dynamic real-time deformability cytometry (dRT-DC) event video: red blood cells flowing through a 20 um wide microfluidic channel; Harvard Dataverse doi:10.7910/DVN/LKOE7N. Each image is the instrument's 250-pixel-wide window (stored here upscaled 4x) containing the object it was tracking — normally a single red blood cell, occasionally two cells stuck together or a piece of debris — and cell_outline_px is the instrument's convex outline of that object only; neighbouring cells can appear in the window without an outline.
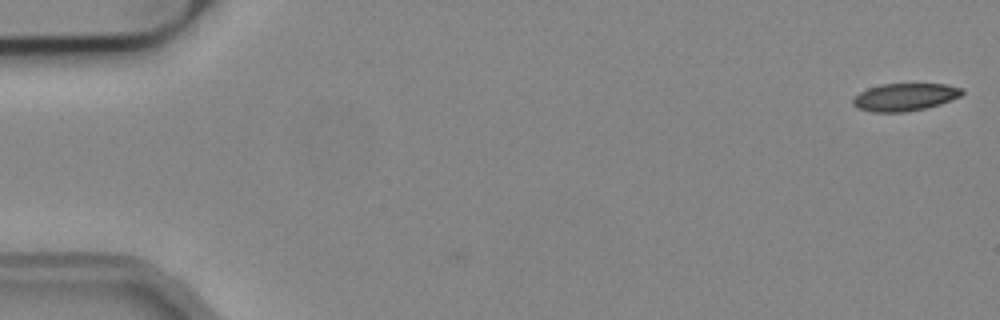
{"species": "common noctule bat (a hibernating species)", "species_latin": "Nyctalus noctula", "temperature_condition": "cold", "stored_images_in_passage": 2, "camera_frame_rate_fps": 3000, "um_per_image_px": 0.085, "animal": {"sex": "male", "body_mass_g": 19.2, "forearm_length_mm": 51.8}, "frame": {"image": 1, "passage_image": 2, "time_ms": 0.333, "image_size_px": [1000, 320], "cell_outline_px": [[964, 92], [960, 96], [940, 104], [924, 108], [904, 112], [872, 112], [856, 108], [852, 104], [852, 96], [868, 88], [880, 84], [948, 84], [964, 88]], "centroid_in_image_um": [76.88, 8.24], "position_along_channel_um": 8.1, "area_um2": 17.69}}